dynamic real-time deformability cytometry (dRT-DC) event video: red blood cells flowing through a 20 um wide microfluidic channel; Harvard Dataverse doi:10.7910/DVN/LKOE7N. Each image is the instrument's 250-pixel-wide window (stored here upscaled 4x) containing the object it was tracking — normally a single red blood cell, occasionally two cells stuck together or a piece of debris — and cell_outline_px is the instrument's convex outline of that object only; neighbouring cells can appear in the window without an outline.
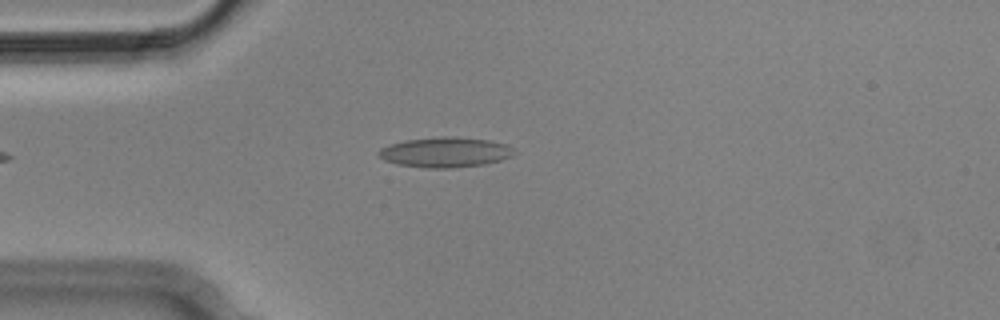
{"species": "Egyptian fruit bat (a non-hibernating species)", "species_latin": "Rousettus aegyptiacus", "temperature_condition": "cold", "stored_images_in_passage": 1, "camera_frame_rate_fps": 3000, "um_per_image_px": 0.085, "animal": {"sex": "male"}, "frame": {"image": 1, "passage_image": 1, "time_ms": 0.0, "image_size_px": [1000, 320], "cell_outline_px": [[516, 152], [512, 156], [500, 160], [484, 164], [452, 168], [424, 168], [400, 164], [384, 160], [376, 152], [380, 148], [388, 144], [404, 140], [440, 136], [456, 136], [488, 140], [508, 144]], "centroid_in_image_um": [37.84, 12.93], "position_along_channel_um": 47.2, "area_um2": 23.99}}